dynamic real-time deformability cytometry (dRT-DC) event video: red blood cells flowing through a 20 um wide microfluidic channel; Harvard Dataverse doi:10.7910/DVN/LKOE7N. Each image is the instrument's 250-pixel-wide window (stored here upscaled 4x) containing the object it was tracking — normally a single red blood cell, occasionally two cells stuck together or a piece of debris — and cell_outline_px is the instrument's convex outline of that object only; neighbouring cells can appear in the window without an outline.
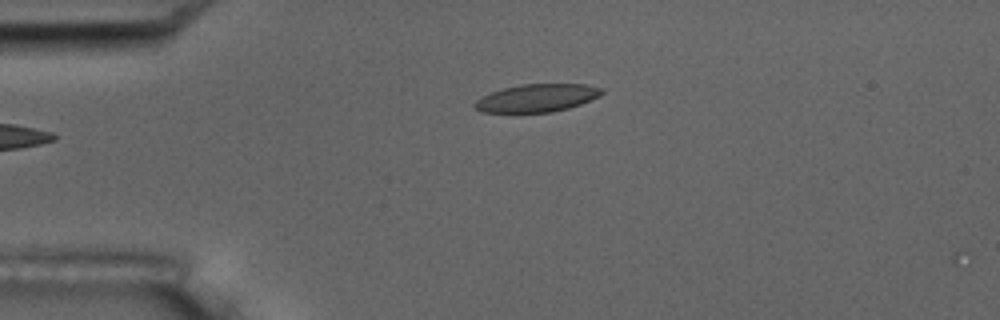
{"species": "common noctule bat (a hibernating species)", "species_latin": "Nyctalus noctula", "temperature_condition": "room temperature", "stored_images_in_passage": 5, "camera_frame_rate_fps": 3000, "um_per_image_px": 0.085, "animal": {"sex": "male", "body_mass_g": 17.5, "forearm_length_mm": 52.3}, "frame": {"image": 1, "passage_image": 5, "time_ms": 4.667, "image_size_px": [1000, 320], "cell_outline_px": [[604, 92], [600, 96], [580, 104], [568, 108], [552, 112], [480, 112], [472, 108], [472, 104], [476, 100], [492, 92], [504, 88], [520, 84], [584, 84], [604, 88]], "centroid_in_image_um": [45.64, 8.33], "position_along_channel_um": 39.4, "area_um2": 20.63}}